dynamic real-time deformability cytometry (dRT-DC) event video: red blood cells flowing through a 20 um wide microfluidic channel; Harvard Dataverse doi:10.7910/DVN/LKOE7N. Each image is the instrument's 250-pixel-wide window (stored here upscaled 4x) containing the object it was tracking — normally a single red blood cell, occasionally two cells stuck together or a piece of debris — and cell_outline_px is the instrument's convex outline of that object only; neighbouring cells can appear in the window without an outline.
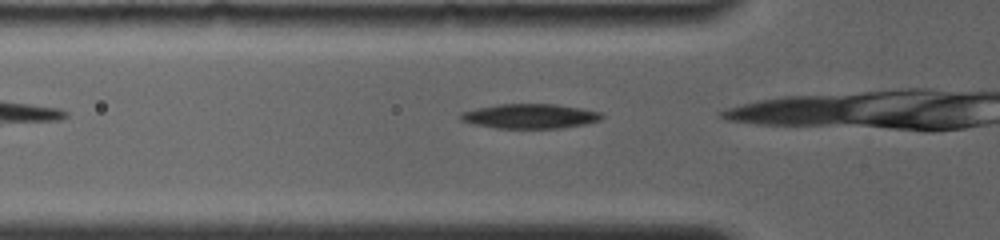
{"species": "common noctule bat (a hibernating species)", "species_latin": "Nyctalus noctula", "temperature_condition": "room temperature", "stored_images_in_passage": 6, "camera_frame_rate_fps": 4000, "um_per_image_px": 0.085, "animal": {"sex": "female", "body_mass_g": 19.0, "forearm_length_mm": 56.7}, "frame": {"image": 1, "passage_image": 2, "time_ms": 0.5, "image_size_px": [1000, 240], "cell_outline_px": [[604, 116], [600, 120], [584, 124], [564, 128], [496, 128], [472, 124], [460, 120], [460, 112], [476, 108], [496, 104], [556, 104], [580, 108], [600, 112]], "centroid_in_image_um": [45.02, 9.87], "position_along_channel_um": 80.8, "area_um2": 20.35}}